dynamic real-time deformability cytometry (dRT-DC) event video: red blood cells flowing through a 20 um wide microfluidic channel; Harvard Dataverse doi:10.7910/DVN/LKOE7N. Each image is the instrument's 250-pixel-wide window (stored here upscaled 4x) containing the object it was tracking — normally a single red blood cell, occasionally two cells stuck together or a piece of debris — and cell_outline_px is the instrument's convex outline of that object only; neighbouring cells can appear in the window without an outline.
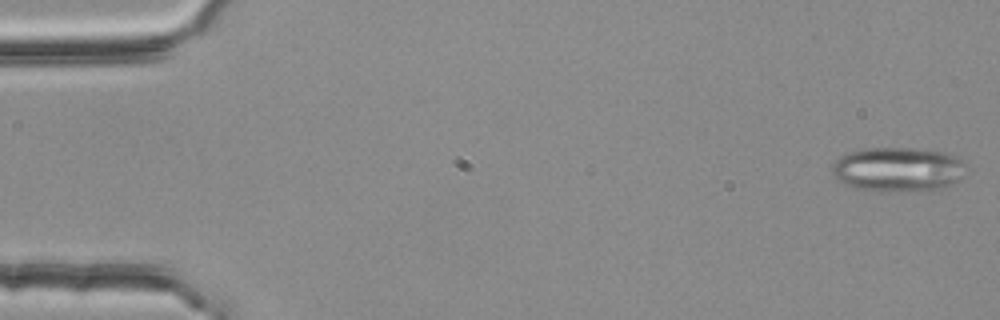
{"species": "common noctule bat (a hibernating species)", "species_latin": "Nyctalus noctula", "temperature_condition": "room temperature", "stored_images_in_passage": 54, "segment_of_instrument_passage": [1, 2], "camera_frame_rate_fps": 3000, "um_per_image_px": 0.085, "animal": {"sex": "female", "body_mass_g": 25.1}, "frame": {"image": 1, "passage_image": 1, "time_ms": 0.0, "image_size_px": [1000, 320], "cell_outline_px": [[968, 172], [960, 180], [940, 188], [916, 192], [880, 192], [856, 188], [844, 184], [836, 180], [832, 172], [832, 164], [840, 156], [848, 152], [868, 148], [908, 148], [944, 152], [960, 160], [964, 164]], "centroid_in_image_um": [76.31, 14.43], "position_along_channel_um": 8.7, "area_um2": 35.14}}